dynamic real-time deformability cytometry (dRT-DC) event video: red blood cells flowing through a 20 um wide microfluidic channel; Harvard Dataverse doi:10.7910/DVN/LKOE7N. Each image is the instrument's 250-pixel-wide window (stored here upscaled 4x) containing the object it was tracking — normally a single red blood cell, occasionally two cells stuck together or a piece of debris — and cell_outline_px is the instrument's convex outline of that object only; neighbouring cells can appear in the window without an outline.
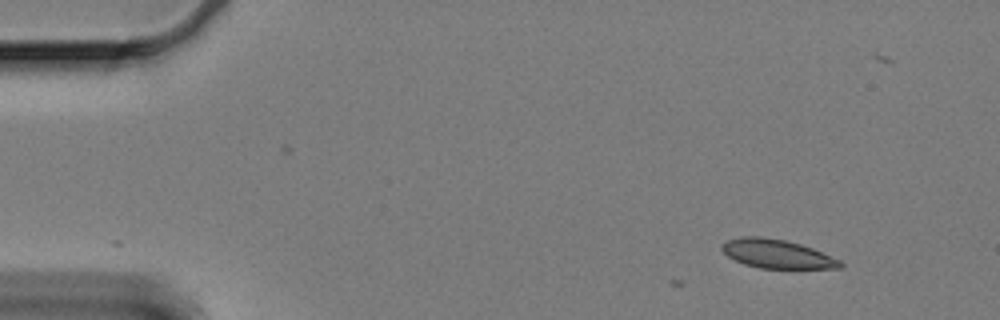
{"species": "Egyptian fruit bat (a non-hibernating species)", "species_latin": "Rousettus aegyptiacus", "temperature_condition": "cold", "stored_images_in_passage": 5, "camera_frame_rate_fps": 3000, "um_per_image_px": 0.085, "animal": {"sex": "female"}, "frame": {"image": 1, "passage_image": 1, "time_ms": 0.0, "image_size_px": [1000, 320], "cell_outline_px": [[844, 268], [760, 268], [744, 264], [728, 256], [720, 248], [720, 244], [728, 240], [740, 236], [760, 236], [784, 240], [800, 244], [812, 248], [840, 260], [844, 264]], "centroid_in_image_um": [66.03, 21.57], "position_along_channel_um": 19.0, "area_um2": 19.77}}